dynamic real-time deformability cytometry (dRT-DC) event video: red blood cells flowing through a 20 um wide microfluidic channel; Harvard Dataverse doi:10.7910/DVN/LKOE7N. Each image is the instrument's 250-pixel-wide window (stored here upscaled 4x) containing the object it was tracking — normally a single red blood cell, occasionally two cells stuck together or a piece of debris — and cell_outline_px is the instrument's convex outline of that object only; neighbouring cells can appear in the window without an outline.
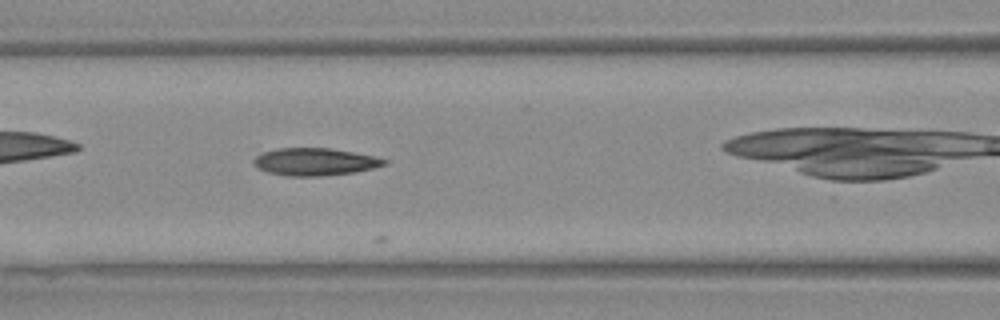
{"species": "Egyptian fruit bat (a non-hibernating species)", "species_latin": "Rousettus aegyptiacus", "temperature_condition": "warm", "stored_images_in_passage": 15, "camera_frame_rate_fps": 3000, "um_per_image_px": 0.085, "animal": {"sex": "female"}, "frame": {"image": 1, "passage_image": 10, "time_ms": 3.0, "image_size_px": [1000, 320], "cell_outline_px": [[388, 164], [356, 172], [320, 176], [284, 176], [268, 172], [256, 168], [252, 164], [252, 160], [256, 156], [264, 152], [280, 148], [328, 148], [352, 152], [372, 156], [388, 160]], "centroid_in_image_um": [26.72, 13.76], "position_along_channel_um": 139.9, "area_um2": 20.87}}
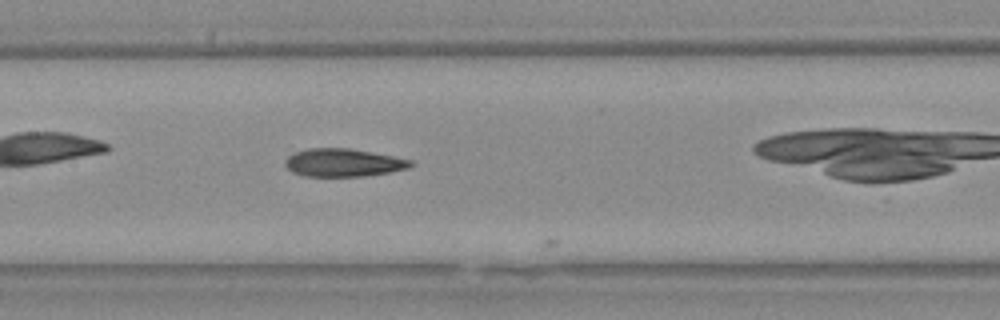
{"frame": {"image": 2, "passage_image": 13, "time_ms": 4.0, "image_size_px": [1000, 320], "cell_outline_px": [[412, 164], [408, 168], [388, 172], [360, 176], [304, 176], [292, 172], [284, 164], [284, 160], [288, 156], [296, 152], [308, 148], [348, 148], [392, 156], [412, 160]], "centroid_in_image_um": [29.12, 13.82], "position_along_channel_um": 178.3, "area_um2": 20.17}}